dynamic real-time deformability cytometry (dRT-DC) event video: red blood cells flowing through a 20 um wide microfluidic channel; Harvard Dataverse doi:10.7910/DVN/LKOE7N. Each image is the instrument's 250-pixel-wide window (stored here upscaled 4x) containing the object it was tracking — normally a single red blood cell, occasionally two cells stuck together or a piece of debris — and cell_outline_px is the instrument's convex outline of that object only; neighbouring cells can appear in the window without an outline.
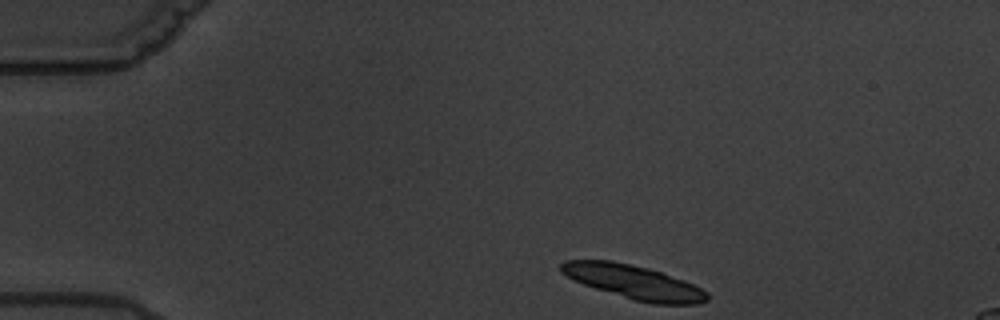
{"species": "common noctule bat (a hibernating species)", "species_latin": "Nyctalus noctula", "temperature_condition": "warm", "stored_images_in_passage": 4, "camera_frame_rate_fps": 3000, "um_per_image_px": 0.085, "animal": {"sex": "male", "body_mass_g": 19.5, "forearm_length_mm": 54.6}, "frame": {"image": 1, "passage_image": 1, "time_ms": 0.0, "image_size_px": [1000, 320], "cell_outline_px": [[708, 300], [700, 304], [652, 304], [632, 300], [572, 280], [560, 272], [560, 264], [564, 260], [612, 260], [648, 268], [684, 280], [708, 292]], "centroid_in_image_um": [53.85, 23.98], "position_along_channel_um": 31.2, "area_um2": 28.9}}